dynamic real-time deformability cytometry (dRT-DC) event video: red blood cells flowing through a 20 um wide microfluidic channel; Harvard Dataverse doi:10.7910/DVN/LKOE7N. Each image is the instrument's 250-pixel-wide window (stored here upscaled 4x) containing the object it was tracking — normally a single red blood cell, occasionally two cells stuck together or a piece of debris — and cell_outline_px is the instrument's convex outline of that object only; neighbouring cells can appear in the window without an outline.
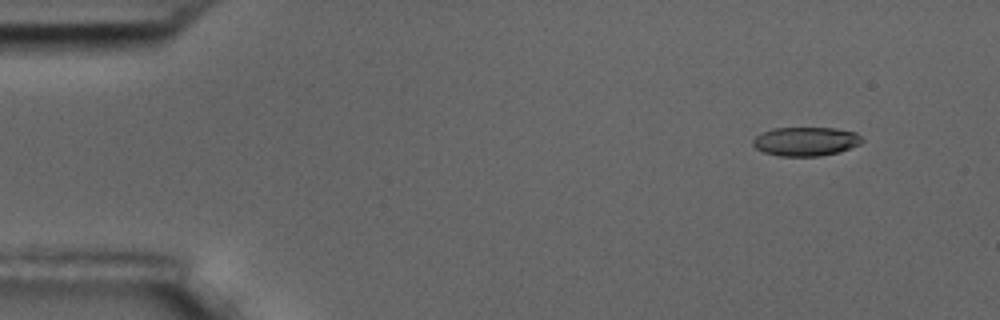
{"species": "common noctule bat (a hibernating species)", "species_latin": "Nyctalus noctula", "temperature_condition": "room temperature", "stored_images_in_passage": 4, "camera_frame_rate_fps": 3000, "um_per_image_px": 0.085, "animal": {"sex": "male", "body_mass_g": 17.5, "forearm_length_mm": 52.3}, "frame": {"image": 1, "passage_image": 2, "time_ms": 1.0, "image_size_px": [1000, 320], "cell_outline_px": [[864, 140], [860, 144], [840, 152], [820, 156], [780, 156], [764, 152], [756, 148], [752, 144], [752, 140], [756, 136], [772, 128], [836, 128], [856, 132]], "centroid_in_image_um": [68.51, 12.02], "position_along_channel_um": 16.5, "area_um2": 18.44}}